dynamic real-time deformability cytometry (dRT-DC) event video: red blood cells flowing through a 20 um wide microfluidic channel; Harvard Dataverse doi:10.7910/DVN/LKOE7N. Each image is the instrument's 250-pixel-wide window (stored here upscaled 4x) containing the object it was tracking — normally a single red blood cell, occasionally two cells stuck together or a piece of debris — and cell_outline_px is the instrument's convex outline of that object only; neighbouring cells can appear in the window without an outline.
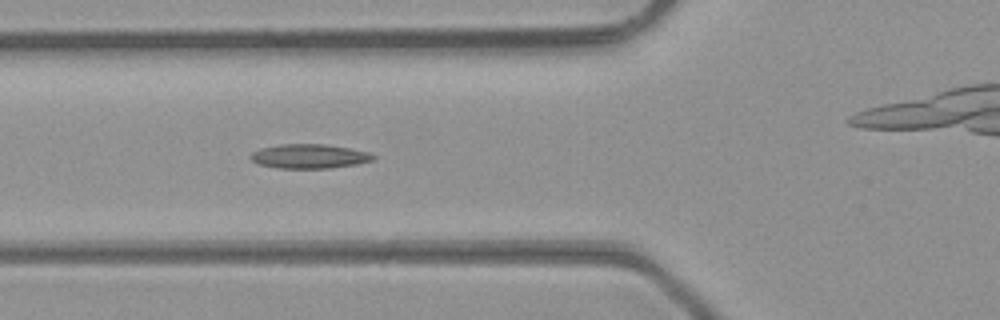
{"species": "common noctule bat (a hibernating species)", "species_latin": "Nyctalus noctula", "temperature_condition": "room temperature", "stored_images_in_passage": 31, "camera_frame_rate_fps": 3000, "um_per_image_px": 0.085, "animal": {"sex": "male", "body_mass_g": 23.1, "forearm_length_mm": 52.7}, "frame": {"image": 1, "passage_image": 10, "time_ms": 3.0, "image_size_px": [1000, 320], "cell_outline_px": [[376, 156], [372, 160], [356, 164], [328, 168], [276, 168], [260, 164], [252, 160], [248, 156], [252, 152], [260, 148], [280, 144], [324, 144], [352, 148], [368, 152]], "centroid_in_image_um": [26.27, 13.27], "position_along_channel_um": 99.5, "area_um2": 17.34}}
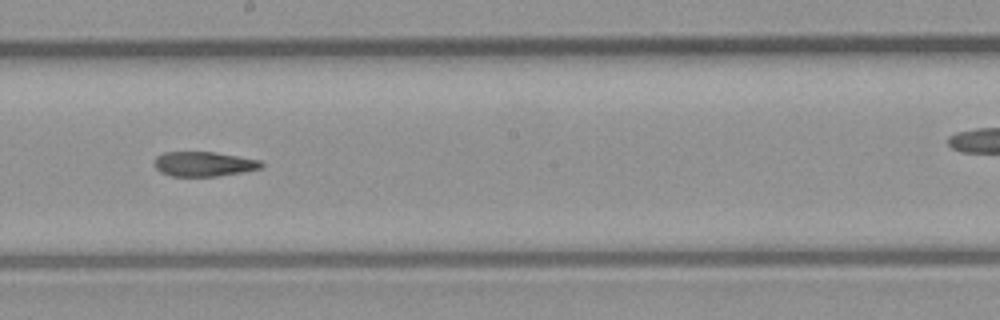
{"frame": {"image": 2, "passage_image": 19, "time_ms": 6.0, "image_size_px": [1000, 320], "cell_outline_px": [[264, 164], [260, 168], [240, 172], [216, 176], [172, 176], [160, 172], [156, 168], [156, 156], [164, 152], [212, 152], [260, 160]], "centroid_in_image_um": [17.3, 13.94], "position_along_channel_um": 230.9, "area_um2": 15.09}}
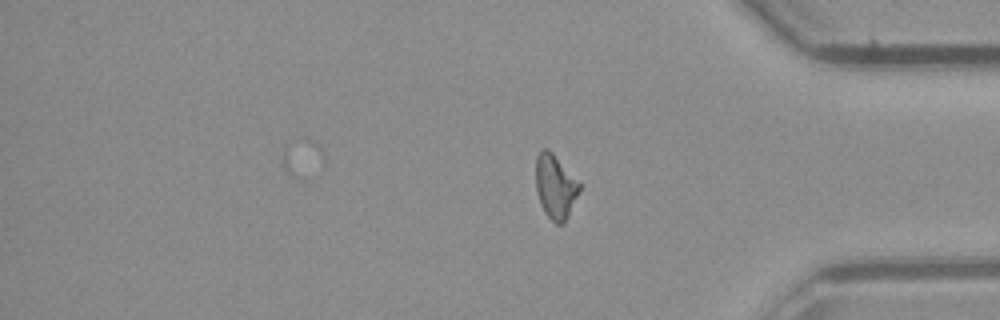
{"frame": {"image": 3, "passage_image": 31, "time_ms": 10.0, "image_size_px": [1000, 320], "cell_outline_px": [[580, 188], [568, 216], [560, 224], [556, 224], [544, 212], [540, 204], [536, 192], [536, 156], [544, 148], [548, 148], [552, 152], [580, 184]], "centroid_in_image_um": [47.17, 15.85], "position_along_channel_um": 388.0, "area_um2": 15.95}, "authors_computed_cell_mechanics": {"area_um2": 16.5308, "velocity_mm_per_s": 4.3563, "shape_relaxation_time_tau1_ms": null, "shape_relaxation_time_tau2_ms": 4.4726, "deformation_change_tau1": null, "deformation_change_tau2": 0.1334}}